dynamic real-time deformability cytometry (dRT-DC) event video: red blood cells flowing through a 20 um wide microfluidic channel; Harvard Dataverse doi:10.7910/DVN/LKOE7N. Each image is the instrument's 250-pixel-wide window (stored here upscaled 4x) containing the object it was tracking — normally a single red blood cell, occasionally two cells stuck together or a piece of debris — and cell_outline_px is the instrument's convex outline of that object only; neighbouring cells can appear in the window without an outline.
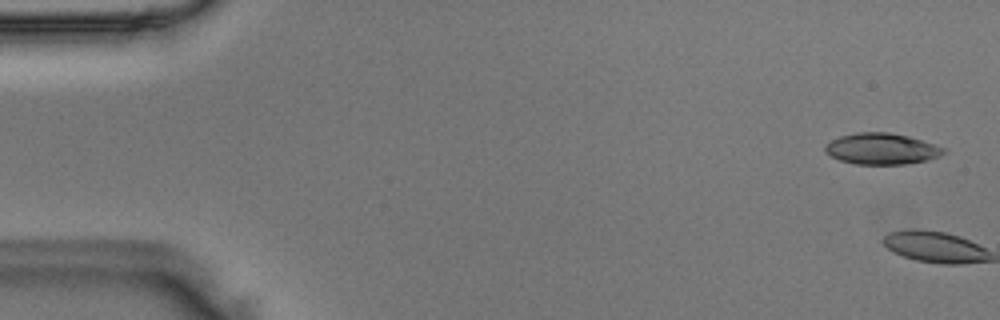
{"species": "Egyptian fruit bat (a non-hibernating species)", "species_latin": "Rousettus aegyptiacus", "temperature_condition": "room temperature", "stored_images_in_passage": 3, "camera_frame_rate_fps": 3000, "um_per_image_px": 0.085, "animal": {"sex": "male"}, "frame": {"image": 1, "passage_image": 2, "time_ms": 0.333, "image_size_px": [1000, 320], "cell_outline_px": [[948, 152], [940, 156], [928, 160], [904, 164], [856, 164], [840, 160], [824, 152], [824, 148], [832, 140], [840, 136], [856, 132], [888, 132], [908, 136], [944, 148]], "centroid_in_image_um": [74.94, 12.65], "position_along_channel_um": 10.1, "area_um2": 21.39}}